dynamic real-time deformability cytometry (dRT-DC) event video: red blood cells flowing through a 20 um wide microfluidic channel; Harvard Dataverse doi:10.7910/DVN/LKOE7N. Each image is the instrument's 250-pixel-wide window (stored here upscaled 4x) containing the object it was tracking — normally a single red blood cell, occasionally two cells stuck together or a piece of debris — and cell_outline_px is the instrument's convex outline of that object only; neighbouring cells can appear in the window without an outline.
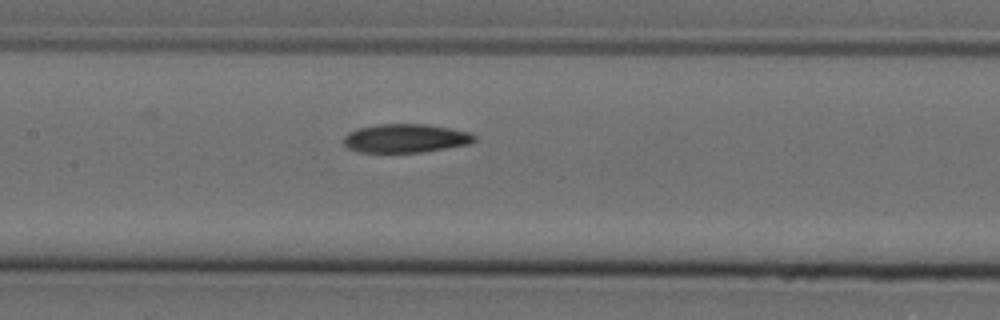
{"species": "Egyptian fruit bat (a non-hibernating species)", "species_latin": "Rousettus aegyptiacus", "temperature_condition": "cold", "stored_images_in_passage": 8, "segment_of_instrument_passage": [2, 2], "camera_frame_rate_fps": 3000, "um_per_image_px": 0.085, "animal": {"sex": "female"}, "frame": {"image": 1, "passage_image": 8, "time_ms": 2.333, "image_size_px": [1000, 320], "cell_outline_px": [[476, 140], [468, 144], [420, 152], [360, 152], [348, 148], [344, 144], [344, 136], [348, 132], [360, 128], [380, 124], [424, 124], [448, 128], [468, 132], [476, 136]], "centroid_in_image_um": [34.45, 11.75], "position_along_channel_um": 173.0, "area_um2": 21.5}}